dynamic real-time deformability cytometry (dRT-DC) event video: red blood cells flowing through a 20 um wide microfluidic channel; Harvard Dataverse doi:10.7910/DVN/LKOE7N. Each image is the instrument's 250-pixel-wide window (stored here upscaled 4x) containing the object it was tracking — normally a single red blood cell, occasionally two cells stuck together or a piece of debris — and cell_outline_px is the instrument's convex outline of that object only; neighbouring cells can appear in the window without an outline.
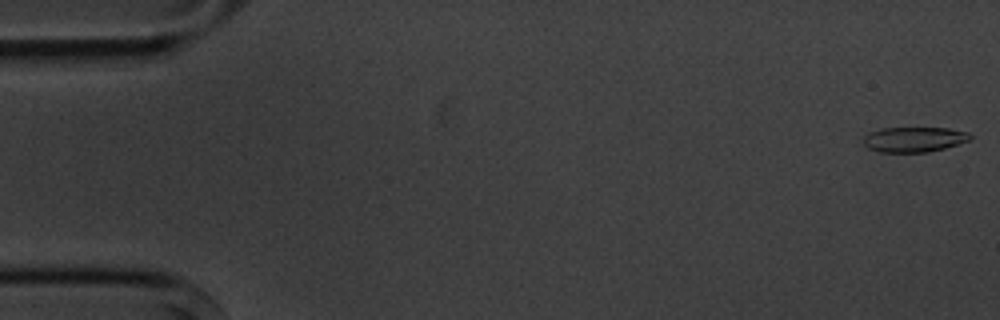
{"species": "common noctule bat (a hibernating species)", "species_latin": "Nyctalus noctula", "temperature_condition": "cold", "stored_images_in_passage": 5, "camera_frame_rate_fps": 3000, "um_per_image_px": 0.085, "animal": {"sex": "male", "body_mass_g": 20.1, "forearm_length_mm": 53.5}, "frame": {"image": 1, "passage_image": 1, "time_ms": 0.0, "image_size_px": [1000, 320], "cell_outline_px": [[972, 136], [968, 140], [944, 148], [928, 152], [880, 152], [868, 148], [864, 144], [864, 136], [868, 132], [880, 128], [948, 128], [968, 132]], "centroid_in_image_um": [77.65, 11.84], "position_along_channel_um": 7.3, "area_um2": 15.55}}
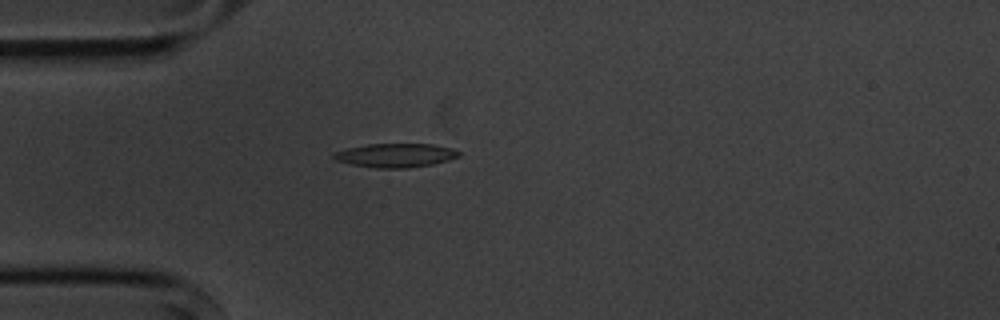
{"frame": {"image": 2, "passage_image": 5, "time_ms": 4.667, "image_size_px": [1000, 320], "cell_outline_px": [[460, 156], [448, 160], [432, 164], [408, 168], [376, 168], [352, 164], [336, 160], [332, 156], [332, 152], [348, 148], [368, 144], [432, 144], [452, 148], [460, 152]], "centroid_in_image_um": [33.62, 13.2], "position_along_channel_um": 51.4, "area_um2": 17.34}}